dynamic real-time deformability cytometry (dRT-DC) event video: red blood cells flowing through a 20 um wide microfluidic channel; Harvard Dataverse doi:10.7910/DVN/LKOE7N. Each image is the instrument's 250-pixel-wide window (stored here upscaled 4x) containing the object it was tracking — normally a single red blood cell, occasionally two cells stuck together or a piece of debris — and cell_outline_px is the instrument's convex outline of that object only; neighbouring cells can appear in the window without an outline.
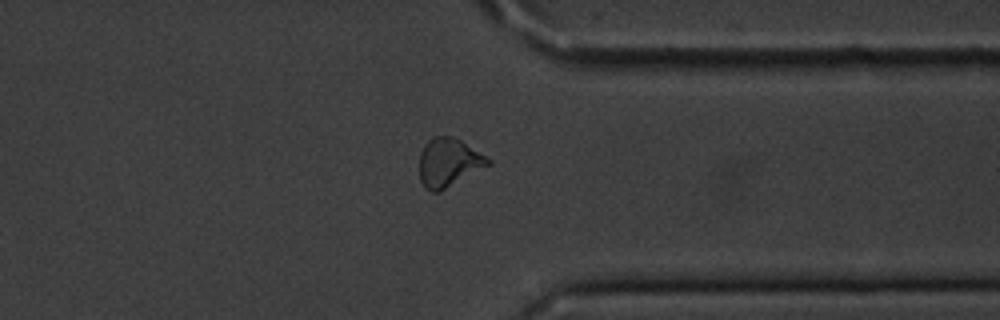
{"species": "common noctule bat (a hibernating species)", "species_latin": "Nyctalus noctula", "temperature_condition": "cold", "stored_images_in_passage": 14, "segment_of_instrument_passage": [2, 2], "camera_frame_rate_fps": 3000, "um_per_image_px": 0.085, "animal": {"sex": "male", "body_mass_g": 20.1, "forearm_length_mm": 53.5}, "frame": {"image": 1, "passage_image": 14, "time_ms": 4.333, "image_size_px": [1000, 320], "cell_outline_px": [[492, 164], [440, 192], [432, 192], [424, 188], [420, 180], [420, 152], [424, 144], [432, 136], [448, 136], [460, 140], [492, 160]], "centroid_in_image_um": [38.13, 13.83], "position_along_channel_um": 373.3, "area_um2": 19.54}}